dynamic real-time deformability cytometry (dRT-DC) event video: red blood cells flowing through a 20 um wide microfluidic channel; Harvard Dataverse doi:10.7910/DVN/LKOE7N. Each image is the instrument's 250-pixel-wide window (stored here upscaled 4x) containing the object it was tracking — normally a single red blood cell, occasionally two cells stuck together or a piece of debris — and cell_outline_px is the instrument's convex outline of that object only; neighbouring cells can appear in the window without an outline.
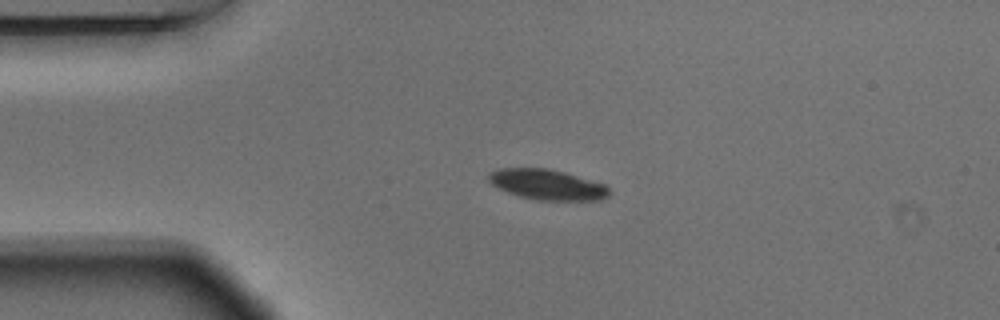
{"species": "Egyptian fruit bat (a non-hibernating species)", "species_latin": "Rousettus aegyptiacus", "temperature_condition": "warm", "stored_images_in_passage": 4, "camera_frame_rate_fps": 3000, "um_per_image_px": 0.085, "animal": {"sex": "male"}, "frame": {"image": 1, "passage_image": 3, "time_ms": 0.667, "image_size_px": [1000, 320], "cell_outline_px": [[608, 196], [600, 200], [536, 200], [520, 196], [508, 192], [492, 184], [488, 180], [488, 176], [492, 172], [500, 168], [548, 168], [564, 172], [604, 184], [608, 188]], "centroid_in_image_um": [46.51, 15.69], "position_along_channel_um": 38.5, "area_um2": 21.04}}